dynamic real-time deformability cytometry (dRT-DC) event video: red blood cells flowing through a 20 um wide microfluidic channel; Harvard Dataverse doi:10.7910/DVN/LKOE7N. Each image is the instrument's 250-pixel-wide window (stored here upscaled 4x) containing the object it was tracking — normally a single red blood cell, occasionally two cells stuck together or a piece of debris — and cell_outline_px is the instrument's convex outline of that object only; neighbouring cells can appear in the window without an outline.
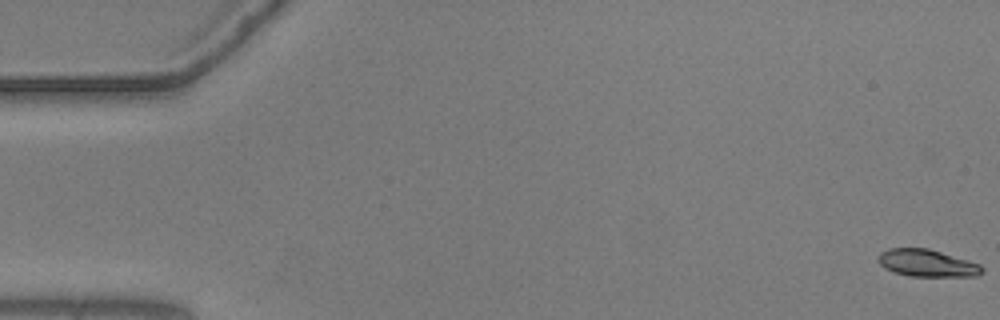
{"species": "common noctule bat (a hibernating species)", "species_latin": "Nyctalus noctula", "temperature_condition": "warm", "stored_images_in_passage": 56, "camera_frame_rate_fps": 3000, "um_per_image_px": 0.085, "animal": {"sex": "male", "body_mass_g": 20.5, "forearm_length_mm": 52.5}, "frame": {"image": 1, "passage_image": 1, "time_ms": 0.0, "image_size_px": [1000, 320], "cell_outline_px": [[984, 272], [976, 276], [908, 276], [892, 272], [884, 268], [876, 260], [876, 256], [880, 252], [888, 248], [928, 248], [968, 260], [980, 264], [984, 268]], "centroid_in_image_um": [78.76, 22.36], "position_along_channel_um": 6.2, "area_um2": 16.7}}
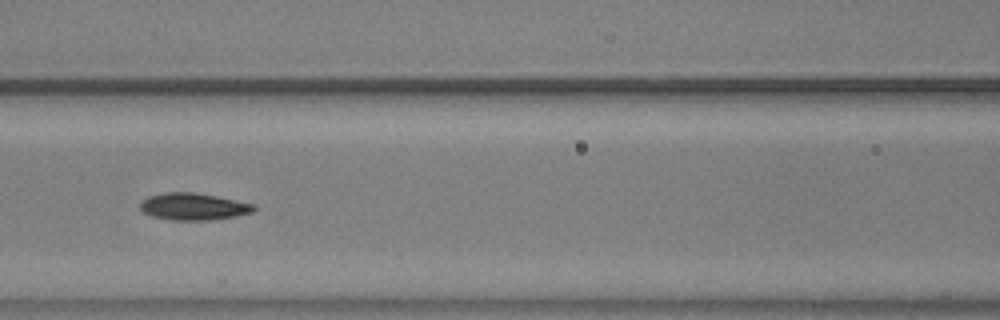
{"frame": {"image": 2, "passage_image": 25, "time_ms": 8.0, "image_size_px": [1000, 320], "cell_outline_px": [[256, 208], [252, 212], [236, 216], [208, 220], [168, 220], [152, 216], [144, 212], [140, 208], [140, 200], [148, 196], [164, 192], [196, 192], [256, 204]], "centroid_in_image_um": [16.42, 17.55], "position_along_channel_um": 150.2, "area_um2": 18.03}}
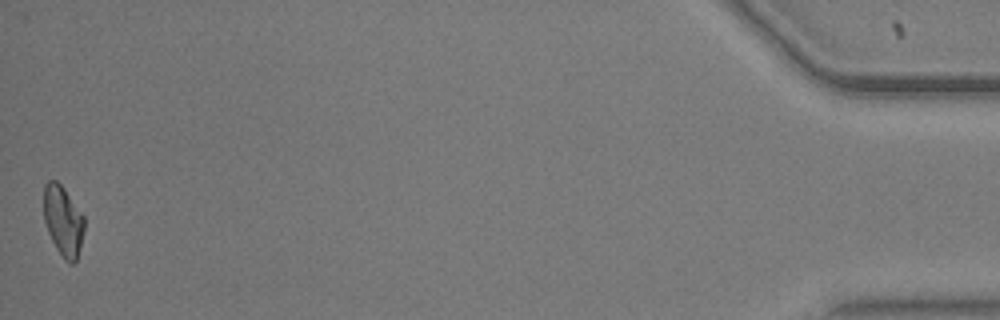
{"frame": {"image": 3, "passage_image": 56, "time_ms": 18.333, "image_size_px": [1000, 320], "cell_outline_px": [[84, 228], [80, 248], [76, 260], [72, 264], [64, 260], [56, 248], [48, 232], [44, 220], [44, 184], [48, 180], [56, 180], [64, 188], [84, 216]], "centroid_in_image_um": [5.36, 18.76], "position_along_channel_um": 429.8, "area_um2": 16.53}, "authors_computed_cell_mechanics": {"area_um2": 17.2822, "velocity_mm_per_s": 3.6442, "shape_relaxation_time_tau1_ms": 5.7396, "shape_relaxation_time_tau2_ms": 2.0545, "deformation_change_tau1": 0.1494, "deformation_change_tau2": 0.0705}}